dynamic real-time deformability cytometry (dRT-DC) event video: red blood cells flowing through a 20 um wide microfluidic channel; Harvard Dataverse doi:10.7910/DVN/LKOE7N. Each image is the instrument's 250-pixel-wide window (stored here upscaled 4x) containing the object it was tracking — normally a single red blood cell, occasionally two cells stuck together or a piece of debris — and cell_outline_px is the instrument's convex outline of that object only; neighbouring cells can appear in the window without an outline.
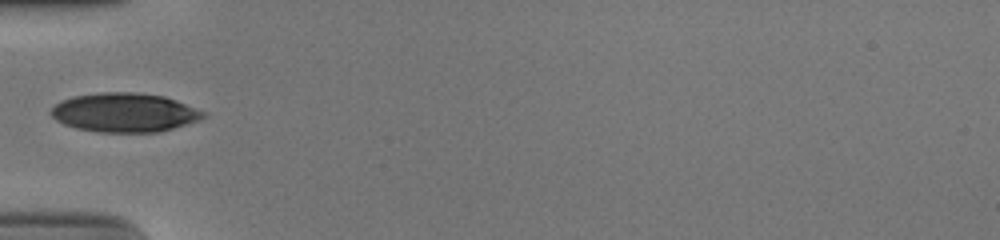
{"species": "human", "species_latin": "Homo sapiens", "temperature_condition": "cold", "stored_images_in_passage": 35, "camera_frame_rate_fps": 3000, "um_per_image_px": 0.085, "donor": {"sex": "male"}, "frame": {"image": 1, "passage_image": 1, "time_ms": 0.0, "image_size_px": [1000, 240], "cell_outline_px": [[208, 116], [200, 120], [160, 132], [100, 132], [76, 128], [64, 124], [56, 120], [52, 116], [52, 108], [60, 100], [72, 96], [100, 92], [136, 92], [164, 96], [176, 100], [204, 112]], "centroid_in_image_um": [10.59, 9.56], "position_along_channel_um": 74.4, "area_um2": 34.68}}
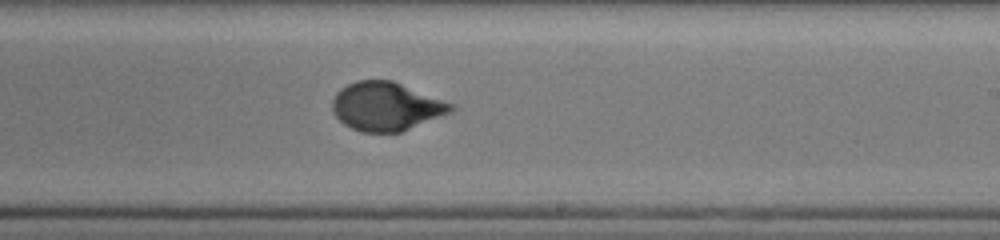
{"frame": {"image": 2, "passage_image": 15, "time_ms": 4.667, "image_size_px": [1000, 240], "cell_outline_px": [[456, 108], [452, 112], [400, 132], [360, 132], [344, 124], [332, 112], [332, 100], [336, 92], [340, 88], [356, 80], [392, 80], [456, 104]], "centroid_in_image_um": [32.83, 9.03], "position_along_channel_um": 256.2, "area_um2": 33.76}}
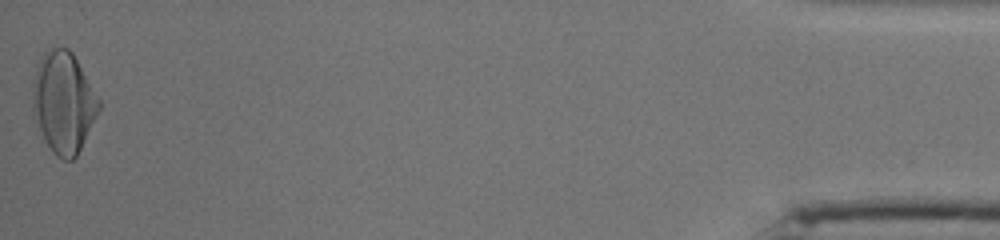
{"frame": {"image": 3, "passage_image": 35, "time_ms": 11.333, "image_size_px": [1000, 240], "cell_outline_px": [[100, 108], [76, 156], [72, 160], [64, 160], [56, 156], [52, 152], [36, 132], [32, 108], [32, 80], [36, 64], [44, 52], [48, 48], [68, 48], [72, 52], [100, 100]], "centroid_in_image_um": [5.33, 8.71], "position_along_channel_um": 429.9, "area_um2": 39.54}, "authors_computed_cell_mechanics": {"area_um2": 34.2754, "velocity_mm_per_s": 3.8928, "shape_relaxation_time_tau1_ms": 5.4012, "shape_relaxation_time_tau2_ms": null, "deformation_change_tau1": 0.1969, "deformation_change_tau2": null}}